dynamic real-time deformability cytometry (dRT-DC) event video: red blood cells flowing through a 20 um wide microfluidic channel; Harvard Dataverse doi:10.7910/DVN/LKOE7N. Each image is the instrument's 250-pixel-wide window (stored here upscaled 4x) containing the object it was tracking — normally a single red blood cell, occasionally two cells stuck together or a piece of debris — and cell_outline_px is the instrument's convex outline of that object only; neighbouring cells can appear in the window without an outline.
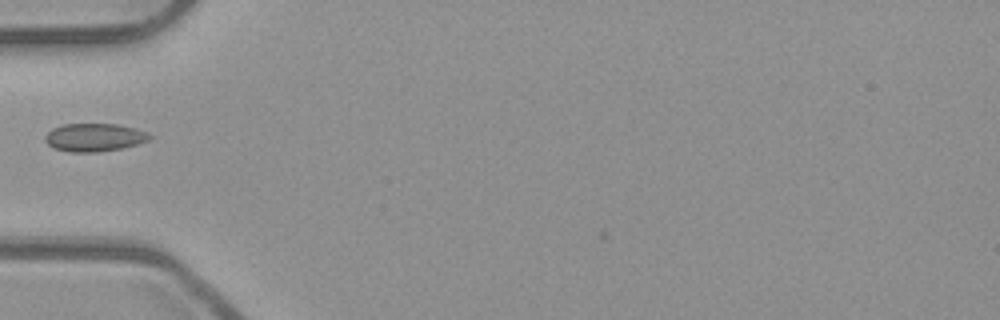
{"species": "common noctule bat (a hibernating species)", "species_latin": "Nyctalus noctula", "temperature_condition": "room temperature", "stored_images_in_passage": 7, "camera_frame_rate_fps": 3000, "um_per_image_px": 0.085, "animal": {"sex": "male", "body_mass_g": 23.1, "forearm_length_mm": 52.7}, "frame": {"image": 1, "passage_image": 1, "time_ms": 0.0, "image_size_px": [1000, 320], "cell_outline_px": [[152, 136], [148, 140], [136, 144], [120, 148], [96, 152], [68, 152], [56, 148], [48, 144], [44, 140], [44, 136], [52, 128], [64, 124], [116, 124], [136, 128], [148, 132]], "centroid_in_image_um": [8.01, 11.67], "position_along_channel_um": 77.0, "area_um2": 16.99}}